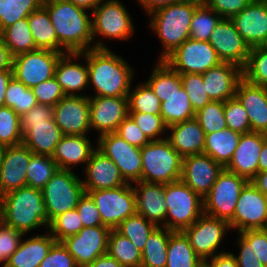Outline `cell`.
<instances>
[{
    "instance_id": "obj_1",
    "label": "cell",
    "mask_w": 267,
    "mask_h": 267,
    "mask_svg": "<svg viewBox=\"0 0 267 267\" xmlns=\"http://www.w3.org/2000/svg\"><path fill=\"white\" fill-rule=\"evenodd\" d=\"M57 39L59 53H81L92 48H108L103 41L92 45V19L87 10L66 0H44Z\"/></svg>"
},
{
    "instance_id": "obj_2",
    "label": "cell",
    "mask_w": 267,
    "mask_h": 267,
    "mask_svg": "<svg viewBox=\"0 0 267 267\" xmlns=\"http://www.w3.org/2000/svg\"><path fill=\"white\" fill-rule=\"evenodd\" d=\"M81 58L87 61L89 86L95 89L92 96L127 97L134 78L127 60L109 48L89 49L81 52Z\"/></svg>"
},
{
    "instance_id": "obj_3",
    "label": "cell",
    "mask_w": 267,
    "mask_h": 267,
    "mask_svg": "<svg viewBox=\"0 0 267 267\" xmlns=\"http://www.w3.org/2000/svg\"><path fill=\"white\" fill-rule=\"evenodd\" d=\"M0 219L24 235L49 226V216L40 189L24 186L0 197Z\"/></svg>"
},
{
    "instance_id": "obj_4",
    "label": "cell",
    "mask_w": 267,
    "mask_h": 267,
    "mask_svg": "<svg viewBox=\"0 0 267 267\" xmlns=\"http://www.w3.org/2000/svg\"><path fill=\"white\" fill-rule=\"evenodd\" d=\"M201 3L181 0L150 14L149 26L163 45L158 61H164L189 38L192 17Z\"/></svg>"
},
{
    "instance_id": "obj_5",
    "label": "cell",
    "mask_w": 267,
    "mask_h": 267,
    "mask_svg": "<svg viewBox=\"0 0 267 267\" xmlns=\"http://www.w3.org/2000/svg\"><path fill=\"white\" fill-rule=\"evenodd\" d=\"M141 156V181L168 184L181 179L183 158L167 138L150 141L141 148Z\"/></svg>"
},
{
    "instance_id": "obj_6",
    "label": "cell",
    "mask_w": 267,
    "mask_h": 267,
    "mask_svg": "<svg viewBox=\"0 0 267 267\" xmlns=\"http://www.w3.org/2000/svg\"><path fill=\"white\" fill-rule=\"evenodd\" d=\"M166 228L183 231L204 214L203 198L181 179L164 184Z\"/></svg>"
},
{
    "instance_id": "obj_7",
    "label": "cell",
    "mask_w": 267,
    "mask_h": 267,
    "mask_svg": "<svg viewBox=\"0 0 267 267\" xmlns=\"http://www.w3.org/2000/svg\"><path fill=\"white\" fill-rule=\"evenodd\" d=\"M71 170L58 169L41 189L49 223L58 215L76 208L84 194L82 179Z\"/></svg>"
},
{
    "instance_id": "obj_8",
    "label": "cell",
    "mask_w": 267,
    "mask_h": 267,
    "mask_svg": "<svg viewBox=\"0 0 267 267\" xmlns=\"http://www.w3.org/2000/svg\"><path fill=\"white\" fill-rule=\"evenodd\" d=\"M249 181L223 168L209 193L203 198L204 214L229 222L242 189Z\"/></svg>"
},
{
    "instance_id": "obj_9",
    "label": "cell",
    "mask_w": 267,
    "mask_h": 267,
    "mask_svg": "<svg viewBox=\"0 0 267 267\" xmlns=\"http://www.w3.org/2000/svg\"><path fill=\"white\" fill-rule=\"evenodd\" d=\"M92 35L106 39L128 40L135 31L133 20L119 0H104L93 11Z\"/></svg>"
},
{
    "instance_id": "obj_10",
    "label": "cell",
    "mask_w": 267,
    "mask_h": 267,
    "mask_svg": "<svg viewBox=\"0 0 267 267\" xmlns=\"http://www.w3.org/2000/svg\"><path fill=\"white\" fill-rule=\"evenodd\" d=\"M85 192L94 200L103 225L110 229H115L122 221L136 213L133 184Z\"/></svg>"
},
{
    "instance_id": "obj_11",
    "label": "cell",
    "mask_w": 267,
    "mask_h": 267,
    "mask_svg": "<svg viewBox=\"0 0 267 267\" xmlns=\"http://www.w3.org/2000/svg\"><path fill=\"white\" fill-rule=\"evenodd\" d=\"M59 53L49 49H36L13 57V77L32 88L55 76Z\"/></svg>"
},
{
    "instance_id": "obj_12",
    "label": "cell",
    "mask_w": 267,
    "mask_h": 267,
    "mask_svg": "<svg viewBox=\"0 0 267 267\" xmlns=\"http://www.w3.org/2000/svg\"><path fill=\"white\" fill-rule=\"evenodd\" d=\"M96 145L99 151L117 165L127 183L141 181V148L129 144L115 132L98 136Z\"/></svg>"
},
{
    "instance_id": "obj_13",
    "label": "cell",
    "mask_w": 267,
    "mask_h": 267,
    "mask_svg": "<svg viewBox=\"0 0 267 267\" xmlns=\"http://www.w3.org/2000/svg\"><path fill=\"white\" fill-rule=\"evenodd\" d=\"M179 74H203L210 68L218 66L222 61L208 41L188 38L164 60Z\"/></svg>"
},
{
    "instance_id": "obj_14",
    "label": "cell",
    "mask_w": 267,
    "mask_h": 267,
    "mask_svg": "<svg viewBox=\"0 0 267 267\" xmlns=\"http://www.w3.org/2000/svg\"><path fill=\"white\" fill-rule=\"evenodd\" d=\"M229 229L231 231L227 221L203 214L182 232L188 238L195 253L203 261H207L219 254V246Z\"/></svg>"
},
{
    "instance_id": "obj_15",
    "label": "cell",
    "mask_w": 267,
    "mask_h": 267,
    "mask_svg": "<svg viewBox=\"0 0 267 267\" xmlns=\"http://www.w3.org/2000/svg\"><path fill=\"white\" fill-rule=\"evenodd\" d=\"M231 230L239 233L250 229H264L267 223V196L251 181L242 189L233 218L228 222Z\"/></svg>"
},
{
    "instance_id": "obj_16",
    "label": "cell",
    "mask_w": 267,
    "mask_h": 267,
    "mask_svg": "<svg viewBox=\"0 0 267 267\" xmlns=\"http://www.w3.org/2000/svg\"><path fill=\"white\" fill-rule=\"evenodd\" d=\"M111 229L105 225L83 227L77 234L61 242L74 258L76 265H90L96 258L107 254Z\"/></svg>"
},
{
    "instance_id": "obj_17",
    "label": "cell",
    "mask_w": 267,
    "mask_h": 267,
    "mask_svg": "<svg viewBox=\"0 0 267 267\" xmlns=\"http://www.w3.org/2000/svg\"><path fill=\"white\" fill-rule=\"evenodd\" d=\"M53 118L63 135L86 136L91 131L89 96L66 95L54 106Z\"/></svg>"
},
{
    "instance_id": "obj_18",
    "label": "cell",
    "mask_w": 267,
    "mask_h": 267,
    "mask_svg": "<svg viewBox=\"0 0 267 267\" xmlns=\"http://www.w3.org/2000/svg\"><path fill=\"white\" fill-rule=\"evenodd\" d=\"M208 42L222 62L235 64L242 69L245 67L250 47L236 30L231 19L222 18L212 31Z\"/></svg>"
},
{
    "instance_id": "obj_19",
    "label": "cell",
    "mask_w": 267,
    "mask_h": 267,
    "mask_svg": "<svg viewBox=\"0 0 267 267\" xmlns=\"http://www.w3.org/2000/svg\"><path fill=\"white\" fill-rule=\"evenodd\" d=\"M90 127L98 136L116 132L118 126L129 115L127 97H105L89 95Z\"/></svg>"
},
{
    "instance_id": "obj_20",
    "label": "cell",
    "mask_w": 267,
    "mask_h": 267,
    "mask_svg": "<svg viewBox=\"0 0 267 267\" xmlns=\"http://www.w3.org/2000/svg\"><path fill=\"white\" fill-rule=\"evenodd\" d=\"M223 167L205 153L183 157L181 180L204 198Z\"/></svg>"
},
{
    "instance_id": "obj_21",
    "label": "cell",
    "mask_w": 267,
    "mask_h": 267,
    "mask_svg": "<svg viewBox=\"0 0 267 267\" xmlns=\"http://www.w3.org/2000/svg\"><path fill=\"white\" fill-rule=\"evenodd\" d=\"M32 155L23 144L6 147L0 168V197L27 186L26 173Z\"/></svg>"
},
{
    "instance_id": "obj_22",
    "label": "cell",
    "mask_w": 267,
    "mask_h": 267,
    "mask_svg": "<svg viewBox=\"0 0 267 267\" xmlns=\"http://www.w3.org/2000/svg\"><path fill=\"white\" fill-rule=\"evenodd\" d=\"M266 137L267 134L259 132L242 134L232 159L225 169L251 181L259 172V156Z\"/></svg>"
},
{
    "instance_id": "obj_23",
    "label": "cell",
    "mask_w": 267,
    "mask_h": 267,
    "mask_svg": "<svg viewBox=\"0 0 267 267\" xmlns=\"http://www.w3.org/2000/svg\"><path fill=\"white\" fill-rule=\"evenodd\" d=\"M206 93L211 101L225 102L234 98L238 83L243 79V69L229 62H222L202 74Z\"/></svg>"
},
{
    "instance_id": "obj_24",
    "label": "cell",
    "mask_w": 267,
    "mask_h": 267,
    "mask_svg": "<svg viewBox=\"0 0 267 267\" xmlns=\"http://www.w3.org/2000/svg\"><path fill=\"white\" fill-rule=\"evenodd\" d=\"M83 171L87 175L82 180L84 191L104 190L127 184L117 165L98 149L91 154Z\"/></svg>"
},
{
    "instance_id": "obj_25",
    "label": "cell",
    "mask_w": 267,
    "mask_h": 267,
    "mask_svg": "<svg viewBox=\"0 0 267 267\" xmlns=\"http://www.w3.org/2000/svg\"><path fill=\"white\" fill-rule=\"evenodd\" d=\"M236 30L250 47H259L267 37V4L253 0L239 14L234 15Z\"/></svg>"
},
{
    "instance_id": "obj_26",
    "label": "cell",
    "mask_w": 267,
    "mask_h": 267,
    "mask_svg": "<svg viewBox=\"0 0 267 267\" xmlns=\"http://www.w3.org/2000/svg\"><path fill=\"white\" fill-rule=\"evenodd\" d=\"M134 185L136 213L158 227H166L164 184L138 181Z\"/></svg>"
},
{
    "instance_id": "obj_27",
    "label": "cell",
    "mask_w": 267,
    "mask_h": 267,
    "mask_svg": "<svg viewBox=\"0 0 267 267\" xmlns=\"http://www.w3.org/2000/svg\"><path fill=\"white\" fill-rule=\"evenodd\" d=\"M235 97L247 112L251 131L267 134V92L265 87L248 83L243 78L238 83Z\"/></svg>"
},
{
    "instance_id": "obj_28",
    "label": "cell",
    "mask_w": 267,
    "mask_h": 267,
    "mask_svg": "<svg viewBox=\"0 0 267 267\" xmlns=\"http://www.w3.org/2000/svg\"><path fill=\"white\" fill-rule=\"evenodd\" d=\"M81 53H64L59 57L55 78L58 84L62 87L65 95L78 96L84 94H78V92L89 87L88 79V66L87 61L85 63H77L72 61L73 58L80 60ZM77 91V93H76Z\"/></svg>"
},
{
    "instance_id": "obj_29",
    "label": "cell",
    "mask_w": 267,
    "mask_h": 267,
    "mask_svg": "<svg viewBox=\"0 0 267 267\" xmlns=\"http://www.w3.org/2000/svg\"><path fill=\"white\" fill-rule=\"evenodd\" d=\"M96 149L87 136L63 135L51 157L59 169L71 171L76 164L83 163L86 166Z\"/></svg>"
},
{
    "instance_id": "obj_30",
    "label": "cell",
    "mask_w": 267,
    "mask_h": 267,
    "mask_svg": "<svg viewBox=\"0 0 267 267\" xmlns=\"http://www.w3.org/2000/svg\"><path fill=\"white\" fill-rule=\"evenodd\" d=\"M167 131V139L182 158L204 152L205 133L195 118L171 125Z\"/></svg>"
},
{
    "instance_id": "obj_31",
    "label": "cell",
    "mask_w": 267,
    "mask_h": 267,
    "mask_svg": "<svg viewBox=\"0 0 267 267\" xmlns=\"http://www.w3.org/2000/svg\"><path fill=\"white\" fill-rule=\"evenodd\" d=\"M44 235H35L26 240L23 238L19 247L7 260L6 267H39L46 257L51 246L56 242L48 232Z\"/></svg>"
},
{
    "instance_id": "obj_32",
    "label": "cell",
    "mask_w": 267,
    "mask_h": 267,
    "mask_svg": "<svg viewBox=\"0 0 267 267\" xmlns=\"http://www.w3.org/2000/svg\"><path fill=\"white\" fill-rule=\"evenodd\" d=\"M62 136L60 127L52 118L48 123L31 124V128L23 134L22 144L33 154L52 156Z\"/></svg>"
},
{
    "instance_id": "obj_33",
    "label": "cell",
    "mask_w": 267,
    "mask_h": 267,
    "mask_svg": "<svg viewBox=\"0 0 267 267\" xmlns=\"http://www.w3.org/2000/svg\"><path fill=\"white\" fill-rule=\"evenodd\" d=\"M242 134L229 128L205 134L204 152L225 168L239 144Z\"/></svg>"
},
{
    "instance_id": "obj_34",
    "label": "cell",
    "mask_w": 267,
    "mask_h": 267,
    "mask_svg": "<svg viewBox=\"0 0 267 267\" xmlns=\"http://www.w3.org/2000/svg\"><path fill=\"white\" fill-rule=\"evenodd\" d=\"M27 21L36 47L58 52V39L47 9L42 5L27 17Z\"/></svg>"
},
{
    "instance_id": "obj_35",
    "label": "cell",
    "mask_w": 267,
    "mask_h": 267,
    "mask_svg": "<svg viewBox=\"0 0 267 267\" xmlns=\"http://www.w3.org/2000/svg\"><path fill=\"white\" fill-rule=\"evenodd\" d=\"M154 94L162 102L182 87V79L178 72L174 71L165 61H158L151 71V75L145 81Z\"/></svg>"
},
{
    "instance_id": "obj_36",
    "label": "cell",
    "mask_w": 267,
    "mask_h": 267,
    "mask_svg": "<svg viewBox=\"0 0 267 267\" xmlns=\"http://www.w3.org/2000/svg\"><path fill=\"white\" fill-rule=\"evenodd\" d=\"M202 262L182 231H174L170 235L166 267H199Z\"/></svg>"
},
{
    "instance_id": "obj_37",
    "label": "cell",
    "mask_w": 267,
    "mask_h": 267,
    "mask_svg": "<svg viewBox=\"0 0 267 267\" xmlns=\"http://www.w3.org/2000/svg\"><path fill=\"white\" fill-rule=\"evenodd\" d=\"M174 231L166 227H156L148 236L141 252V267H166L167 247Z\"/></svg>"
},
{
    "instance_id": "obj_38",
    "label": "cell",
    "mask_w": 267,
    "mask_h": 267,
    "mask_svg": "<svg viewBox=\"0 0 267 267\" xmlns=\"http://www.w3.org/2000/svg\"><path fill=\"white\" fill-rule=\"evenodd\" d=\"M161 116L167 127L195 118V111L183 87L161 103Z\"/></svg>"
},
{
    "instance_id": "obj_39",
    "label": "cell",
    "mask_w": 267,
    "mask_h": 267,
    "mask_svg": "<svg viewBox=\"0 0 267 267\" xmlns=\"http://www.w3.org/2000/svg\"><path fill=\"white\" fill-rule=\"evenodd\" d=\"M0 36L12 57L38 49L33 40L27 18L18 20L5 28Z\"/></svg>"
},
{
    "instance_id": "obj_40",
    "label": "cell",
    "mask_w": 267,
    "mask_h": 267,
    "mask_svg": "<svg viewBox=\"0 0 267 267\" xmlns=\"http://www.w3.org/2000/svg\"><path fill=\"white\" fill-rule=\"evenodd\" d=\"M107 254L124 267H141V251L115 229H111L109 233Z\"/></svg>"
},
{
    "instance_id": "obj_41",
    "label": "cell",
    "mask_w": 267,
    "mask_h": 267,
    "mask_svg": "<svg viewBox=\"0 0 267 267\" xmlns=\"http://www.w3.org/2000/svg\"><path fill=\"white\" fill-rule=\"evenodd\" d=\"M156 227L154 223L135 213L122 221L115 230L127 237L142 252L148 236Z\"/></svg>"
},
{
    "instance_id": "obj_42",
    "label": "cell",
    "mask_w": 267,
    "mask_h": 267,
    "mask_svg": "<svg viewBox=\"0 0 267 267\" xmlns=\"http://www.w3.org/2000/svg\"><path fill=\"white\" fill-rule=\"evenodd\" d=\"M44 0H0V33L18 20L27 18Z\"/></svg>"
},
{
    "instance_id": "obj_43",
    "label": "cell",
    "mask_w": 267,
    "mask_h": 267,
    "mask_svg": "<svg viewBox=\"0 0 267 267\" xmlns=\"http://www.w3.org/2000/svg\"><path fill=\"white\" fill-rule=\"evenodd\" d=\"M26 173L27 185L42 189L59 169L51 156L33 154Z\"/></svg>"
},
{
    "instance_id": "obj_44",
    "label": "cell",
    "mask_w": 267,
    "mask_h": 267,
    "mask_svg": "<svg viewBox=\"0 0 267 267\" xmlns=\"http://www.w3.org/2000/svg\"><path fill=\"white\" fill-rule=\"evenodd\" d=\"M127 99L129 112L161 115V101L146 82L130 89Z\"/></svg>"
},
{
    "instance_id": "obj_45",
    "label": "cell",
    "mask_w": 267,
    "mask_h": 267,
    "mask_svg": "<svg viewBox=\"0 0 267 267\" xmlns=\"http://www.w3.org/2000/svg\"><path fill=\"white\" fill-rule=\"evenodd\" d=\"M37 104L32 89L12 77L6 90L4 106L12 108L21 116Z\"/></svg>"
},
{
    "instance_id": "obj_46",
    "label": "cell",
    "mask_w": 267,
    "mask_h": 267,
    "mask_svg": "<svg viewBox=\"0 0 267 267\" xmlns=\"http://www.w3.org/2000/svg\"><path fill=\"white\" fill-rule=\"evenodd\" d=\"M222 17L203 2L196 8L190 24V39L208 41Z\"/></svg>"
},
{
    "instance_id": "obj_47",
    "label": "cell",
    "mask_w": 267,
    "mask_h": 267,
    "mask_svg": "<svg viewBox=\"0 0 267 267\" xmlns=\"http://www.w3.org/2000/svg\"><path fill=\"white\" fill-rule=\"evenodd\" d=\"M243 78L257 86H267V51L260 46L250 48L248 61L243 68Z\"/></svg>"
},
{
    "instance_id": "obj_48",
    "label": "cell",
    "mask_w": 267,
    "mask_h": 267,
    "mask_svg": "<svg viewBox=\"0 0 267 267\" xmlns=\"http://www.w3.org/2000/svg\"><path fill=\"white\" fill-rule=\"evenodd\" d=\"M195 119L198 121L205 134L226 129L224 102L211 101L202 109L195 112Z\"/></svg>"
},
{
    "instance_id": "obj_49",
    "label": "cell",
    "mask_w": 267,
    "mask_h": 267,
    "mask_svg": "<svg viewBox=\"0 0 267 267\" xmlns=\"http://www.w3.org/2000/svg\"><path fill=\"white\" fill-rule=\"evenodd\" d=\"M20 116L7 106L0 107V144L6 147L22 144Z\"/></svg>"
},
{
    "instance_id": "obj_50",
    "label": "cell",
    "mask_w": 267,
    "mask_h": 267,
    "mask_svg": "<svg viewBox=\"0 0 267 267\" xmlns=\"http://www.w3.org/2000/svg\"><path fill=\"white\" fill-rule=\"evenodd\" d=\"M83 228L77 209L66 211L55 217L48 226L49 233L56 242H61L66 237L77 234Z\"/></svg>"
},
{
    "instance_id": "obj_51",
    "label": "cell",
    "mask_w": 267,
    "mask_h": 267,
    "mask_svg": "<svg viewBox=\"0 0 267 267\" xmlns=\"http://www.w3.org/2000/svg\"><path fill=\"white\" fill-rule=\"evenodd\" d=\"M180 76L182 79V87L186 91L190 99L191 106L195 112L199 111L206 104L211 102L206 93L202 74L185 73L180 74Z\"/></svg>"
},
{
    "instance_id": "obj_52",
    "label": "cell",
    "mask_w": 267,
    "mask_h": 267,
    "mask_svg": "<svg viewBox=\"0 0 267 267\" xmlns=\"http://www.w3.org/2000/svg\"><path fill=\"white\" fill-rule=\"evenodd\" d=\"M224 113L227 128L240 134L252 132L247 112L236 97L224 102Z\"/></svg>"
},
{
    "instance_id": "obj_53",
    "label": "cell",
    "mask_w": 267,
    "mask_h": 267,
    "mask_svg": "<svg viewBox=\"0 0 267 267\" xmlns=\"http://www.w3.org/2000/svg\"><path fill=\"white\" fill-rule=\"evenodd\" d=\"M129 115L132 117L137 126L150 141L167 138L166 135L164 138L161 137L163 136V133L168 132V127L164 123V120L161 115L147 114L141 112H129Z\"/></svg>"
},
{
    "instance_id": "obj_54",
    "label": "cell",
    "mask_w": 267,
    "mask_h": 267,
    "mask_svg": "<svg viewBox=\"0 0 267 267\" xmlns=\"http://www.w3.org/2000/svg\"><path fill=\"white\" fill-rule=\"evenodd\" d=\"M31 89L38 104L51 105L54 107L66 96L55 76L33 86Z\"/></svg>"
},
{
    "instance_id": "obj_55",
    "label": "cell",
    "mask_w": 267,
    "mask_h": 267,
    "mask_svg": "<svg viewBox=\"0 0 267 267\" xmlns=\"http://www.w3.org/2000/svg\"><path fill=\"white\" fill-rule=\"evenodd\" d=\"M76 263L62 242H55L39 267H76Z\"/></svg>"
},
{
    "instance_id": "obj_56",
    "label": "cell",
    "mask_w": 267,
    "mask_h": 267,
    "mask_svg": "<svg viewBox=\"0 0 267 267\" xmlns=\"http://www.w3.org/2000/svg\"><path fill=\"white\" fill-rule=\"evenodd\" d=\"M76 209L79 213L83 227H95L103 225L100 213L92 197L84 192L78 201Z\"/></svg>"
},
{
    "instance_id": "obj_57",
    "label": "cell",
    "mask_w": 267,
    "mask_h": 267,
    "mask_svg": "<svg viewBox=\"0 0 267 267\" xmlns=\"http://www.w3.org/2000/svg\"><path fill=\"white\" fill-rule=\"evenodd\" d=\"M121 138L131 145L143 148L150 140L140 130L135 121L128 115L123 122L118 126L116 132Z\"/></svg>"
},
{
    "instance_id": "obj_58",
    "label": "cell",
    "mask_w": 267,
    "mask_h": 267,
    "mask_svg": "<svg viewBox=\"0 0 267 267\" xmlns=\"http://www.w3.org/2000/svg\"><path fill=\"white\" fill-rule=\"evenodd\" d=\"M54 107L51 105L37 104L29 112L20 116L22 135L31 128V124L48 123L53 118Z\"/></svg>"
},
{
    "instance_id": "obj_59",
    "label": "cell",
    "mask_w": 267,
    "mask_h": 267,
    "mask_svg": "<svg viewBox=\"0 0 267 267\" xmlns=\"http://www.w3.org/2000/svg\"><path fill=\"white\" fill-rule=\"evenodd\" d=\"M24 234L0 219V253L8 260L19 247Z\"/></svg>"
},
{
    "instance_id": "obj_60",
    "label": "cell",
    "mask_w": 267,
    "mask_h": 267,
    "mask_svg": "<svg viewBox=\"0 0 267 267\" xmlns=\"http://www.w3.org/2000/svg\"><path fill=\"white\" fill-rule=\"evenodd\" d=\"M253 0H205L203 3L222 18L231 19L239 14Z\"/></svg>"
},
{
    "instance_id": "obj_61",
    "label": "cell",
    "mask_w": 267,
    "mask_h": 267,
    "mask_svg": "<svg viewBox=\"0 0 267 267\" xmlns=\"http://www.w3.org/2000/svg\"><path fill=\"white\" fill-rule=\"evenodd\" d=\"M251 244V249L258 260L267 266V231L265 229H250L240 232Z\"/></svg>"
},
{
    "instance_id": "obj_62",
    "label": "cell",
    "mask_w": 267,
    "mask_h": 267,
    "mask_svg": "<svg viewBox=\"0 0 267 267\" xmlns=\"http://www.w3.org/2000/svg\"><path fill=\"white\" fill-rule=\"evenodd\" d=\"M240 235V236H239ZM238 237H236V241L239 247L238 256L235 255L237 266L238 267H266L264 266L260 260L256 257L255 253H253L251 249L250 242L238 232Z\"/></svg>"
},
{
    "instance_id": "obj_63",
    "label": "cell",
    "mask_w": 267,
    "mask_h": 267,
    "mask_svg": "<svg viewBox=\"0 0 267 267\" xmlns=\"http://www.w3.org/2000/svg\"><path fill=\"white\" fill-rule=\"evenodd\" d=\"M210 267H238L235 254L221 251L213 258L205 261Z\"/></svg>"
},
{
    "instance_id": "obj_64",
    "label": "cell",
    "mask_w": 267,
    "mask_h": 267,
    "mask_svg": "<svg viewBox=\"0 0 267 267\" xmlns=\"http://www.w3.org/2000/svg\"><path fill=\"white\" fill-rule=\"evenodd\" d=\"M178 1L181 0H138L139 4L145 9L144 11L147 15H150L159 8H163Z\"/></svg>"
},
{
    "instance_id": "obj_65",
    "label": "cell",
    "mask_w": 267,
    "mask_h": 267,
    "mask_svg": "<svg viewBox=\"0 0 267 267\" xmlns=\"http://www.w3.org/2000/svg\"><path fill=\"white\" fill-rule=\"evenodd\" d=\"M12 60L13 57L5 45L3 38L0 36V71L12 70Z\"/></svg>"
},
{
    "instance_id": "obj_66",
    "label": "cell",
    "mask_w": 267,
    "mask_h": 267,
    "mask_svg": "<svg viewBox=\"0 0 267 267\" xmlns=\"http://www.w3.org/2000/svg\"><path fill=\"white\" fill-rule=\"evenodd\" d=\"M12 77V70L0 71V107L4 106L6 90Z\"/></svg>"
},
{
    "instance_id": "obj_67",
    "label": "cell",
    "mask_w": 267,
    "mask_h": 267,
    "mask_svg": "<svg viewBox=\"0 0 267 267\" xmlns=\"http://www.w3.org/2000/svg\"><path fill=\"white\" fill-rule=\"evenodd\" d=\"M91 267H124L116 259L108 254L96 258L91 264Z\"/></svg>"
},
{
    "instance_id": "obj_68",
    "label": "cell",
    "mask_w": 267,
    "mask_h": 267,
    "mask_svg": "<svg viewBox=\"0 0 267 267\" xmlns=\"http://www.w3.org/2000/svg\"><path fill=\"white\" fill-rule=\"evenodd\" d=\"M251 182L258 190L267 196V170L258 172Z\"/></svg>"
},
{
    "instance_id": "obj_69",
    "label": "cell",
    "mask_w": 267,
    "mask_h": 267,
    "mask_svg": "<svg viewBox=\"0 0 267 267\" xmlns=\"http://www.w3.org/2000/svg\"><path fill=\"white\" fill-rule=\"evenodd\" d=\"M74 5L84 8L86 10H91L93 11L102 1L104 0H66Z\"/></svg>"
},
{
    "instance_id": "obj_70",
    "label": "cell",
    "mask_w": 267,
    "mask_h": 267,
    "mask_svg": "<svg viewBox=\"0 0 267 267\" xmlns=\"http://www.w3.org/2000/svg\"><path fill=\"white\" fill-rule=\"evenodd\" d=\"M267 170V137L264 139L259 156V172Z\"/></svg>"
},
{
    "instance_id": "obj_71",
    "label": "cell",
    "mask_w": 267,
    "mask_h": 267,
    "mask_svg": "<svg viewBox=\"0 0 267 267\" xmlns=\"http://www.w3.org/2000/svg\"><path fill=\"white\" fill-rule=\"evenodd\" d=\"M5 149H6V146L3 145V144H0V168H1V165L3 163V158H4V154H5Z\"/></svg>"
},
{
    "instance_id": "obj_72",
    "label": "cell",
    "mask_w": 267,
    "mask_h": 267,
    "mask_svg": "<svg viewBox=\"0 0 267 267\" xmlns=\"http://www.w3.org/2000/svg\"><path fill=\"white\" fill-rule=\"evenodd\" d=\"M0 264H2L1 267H6L7 260L3 257V255L0 253Z\"/></svg>"
},
{
    "instance_id": "obj_73",
    "label": "cell",
    "mask_w": 267,
    "mask_h": 267,
    "mask_svg": "<svg viewBox=\"0 0 267 267\" xmlns=\"http://www.w3.org/2000/svg\"><path fill=\"white\" fill-rule=\"evenodd\" d=\"M260 47L263 50L267 51V37L265 38L264 42L260 45Z\"/></svg>"
},
{
    "instance_id": "obj_74",
    "label": "cell",
    "mask_w": 267,
    "mask_h": 267,
    "mask_svg": "<svg viewBox=\"0 0 267 267\" xmlns=\"http://www.w3.org/2000/svg\"><path fill=\"white\" fill-rule=\"evenodd\" d=\"M199 267H210L205 261Z\"/></svg>"
},
{
    "instance_id": "obj_75",
    "label": "cell",
    "mask_w": 267,
    "mask_h": 267,
    "mask_svg": "<svg viewBox=\"0 0 267 267\" xmlns=\"http://www.w3.org/2000/svg\"><path fill=\"white\" fill-rule=\"evenodd\" d=\"M76 267H91L90 265H78Z\"/></svg>"
},
{
    "instance_id": "obj_76",
    "label": "cell",
    "mask_w": 267,
    "mask_h": 267,
    "mask_svg": "<svg viewBox=\"0 0 267 267\" xmlns=\"http://www.w3.org/2000/svg\"><path fill=\"white\" fill-rule=\"evenodd\" d=\"M257 1H260V2H263V3L267 4V0H257Z\"/></svg>"
}]
</instances>
